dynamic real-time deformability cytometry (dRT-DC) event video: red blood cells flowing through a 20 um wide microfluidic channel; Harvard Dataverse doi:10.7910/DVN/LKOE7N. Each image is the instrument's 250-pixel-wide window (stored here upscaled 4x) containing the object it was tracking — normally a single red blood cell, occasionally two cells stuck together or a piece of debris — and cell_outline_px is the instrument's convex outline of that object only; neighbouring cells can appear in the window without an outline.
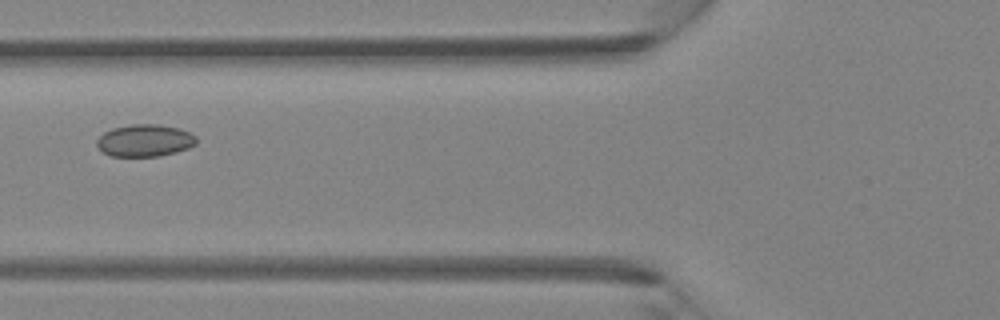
{"species": "Egyptian fruit bat (a non-hibernating species)", "species_latin": "Rousettus aegyptiacus", "temperature_condition": "room temperature", "stored_images_in_passage": 2, "camera_frame_rate_fps": 3000, "um_per_image_px": 0.085, "animal": {"sex": "female"}, "frame": {"image": 1, "passage_image": 2, "time_ms": 0.333, "image_size_px": [1000, 320], "cell_outline_px": [[196, 144], [188, 148], [176, 152], [160, 156], [112, 156], [104, 152], [96, 144], [96, 140], [104, 132], [112, 128], [132, 124], [160, 124], [180, 128], [196, 136]], "centroid_in_image_um": [12.32, 11.93], "position_along_channel_um": 113.5, "area_um2": 18.67}}